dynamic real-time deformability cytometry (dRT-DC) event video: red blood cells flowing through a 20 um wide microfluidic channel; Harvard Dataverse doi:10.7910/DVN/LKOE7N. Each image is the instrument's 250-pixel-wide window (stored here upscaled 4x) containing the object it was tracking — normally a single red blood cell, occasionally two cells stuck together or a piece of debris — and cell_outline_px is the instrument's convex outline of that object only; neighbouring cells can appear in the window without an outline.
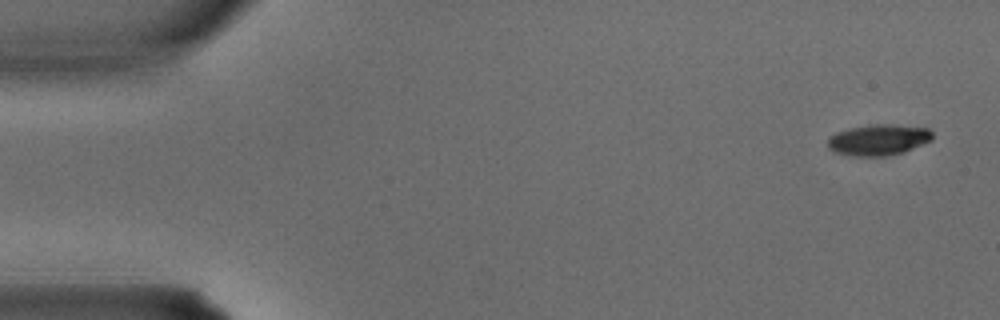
{"species": "common noctule bat (a hibernating species)", "species_latin": "Nyctalus noctula", "temperature_condition": "warm", "stored_images_in_passage": 3, "camera_frame_rate_fps": 3000, "um_per_image_px": 0.085, "animal": {"sex": "male", "body_mass_g": 15.6}, "frame": {"image": 1, "passage_image": 1, "time_ms": 0.0, "image_size_px": [1000, 320], "cell_outline_px": [[932, 140], [904, 152], [884, 156], [848, 156], [836, 152], [828, 148], [828, 136], [836, 132], [852, 128], [872, 124], [892, 124], [928, 128], [932, 132]], "centroid_in_image_um": [74.66, 11.89], "position_along_channel_um": 10.3, "area_um2": 18.96}}
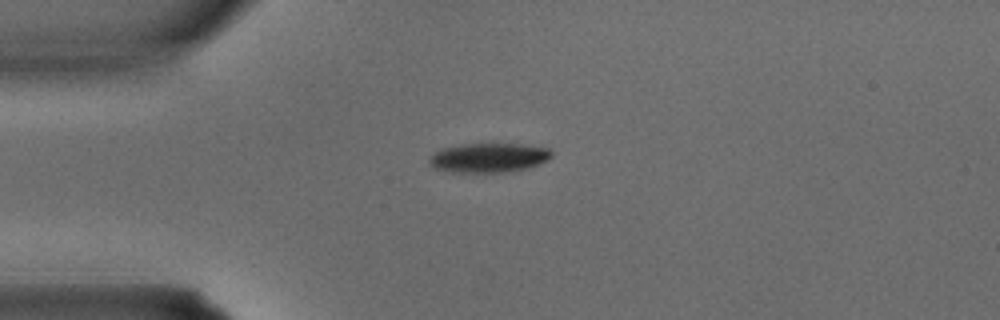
{"frame": {"image": 2, "passage_image": 3, "time_ms": 0.667, "image_size_px": [1000, 320], "cell_outline_px": [[552, 156], [548, 160], [540, 164], [528, 168], [504, 172], [452, 172], [432, 168], [428, 164], [428, 160], [432, 152], [440, 148], [460, 144], [520, 144], [548, 148], [552, 152]], "centroid_in_image_um": [41.48, 13.4], "position_along_channel_um": 43.5, "area_um2": 21.21}}